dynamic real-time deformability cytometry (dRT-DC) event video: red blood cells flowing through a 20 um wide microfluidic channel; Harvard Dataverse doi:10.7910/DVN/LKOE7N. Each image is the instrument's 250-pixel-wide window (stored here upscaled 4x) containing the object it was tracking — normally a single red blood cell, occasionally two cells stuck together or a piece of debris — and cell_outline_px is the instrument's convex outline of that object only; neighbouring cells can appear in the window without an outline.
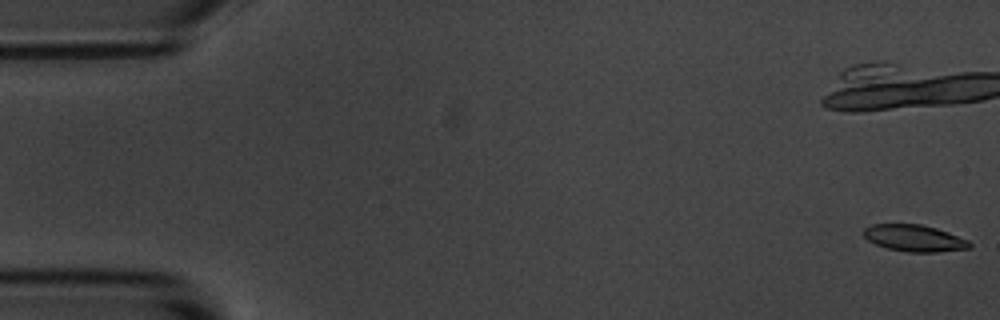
{"species": "common noctule bat (a hibernating species)", "species_latin": "Nyctalus noctula", "temperature_condition": "room temperature", "stored_images_in_passage": 56, "camera_frame_rate_fps": 3000, "um_per_image_px": 0.085, "animal": {"sex": "male", "body_mass_g": 20.1, "forearm_length_mm": 53.5}, "frame": {"image": 1, "passage_image": 1, "time_ms": 0.0, "image_size_px": [1000, 320], "cell_outline_px": [[972, 244], [968, 248], [936, 252], [908, 252], [888, 248], [876, 244], [868, 240], [864, 236], [864, 228], [872, 224], [920, 224], [936, 228], [948, 232], [968, 240]], "centroid_in_image_um": [77.71, 20.24], "position_along_channel_um": 7.3, "area_um2": 16.3}, "authors_computed_cell_mechanics": {"area_um2": 17.9469, "velocity_mm_per_s": 3.6591, "shape_relaxation_time_tau1_ms": 2.6112, "shape_relaxation_time_tau2_ms": 5.8194, "deformation_change_tau1": 0.1204, "deformation_change_tau2": 0.1106}}